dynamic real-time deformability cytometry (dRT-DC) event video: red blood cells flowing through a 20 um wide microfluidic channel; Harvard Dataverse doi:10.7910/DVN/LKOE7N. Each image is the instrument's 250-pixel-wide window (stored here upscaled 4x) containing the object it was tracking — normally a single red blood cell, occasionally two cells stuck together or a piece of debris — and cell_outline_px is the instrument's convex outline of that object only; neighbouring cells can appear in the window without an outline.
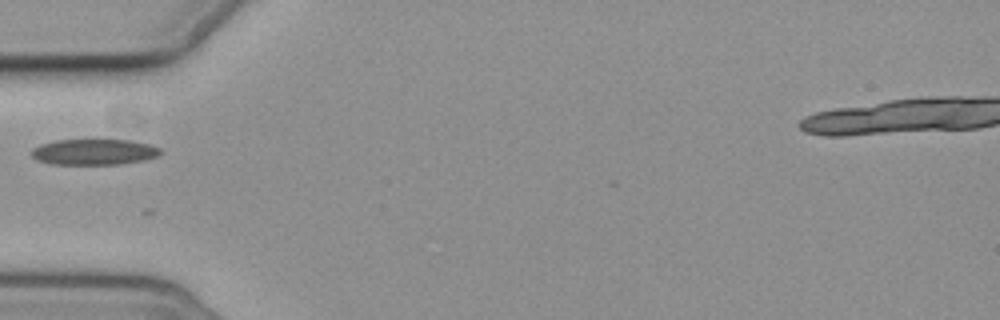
{"species": "common noctule bat (a hibernating species)", "species_latin": "Nyctalus noctula", "temperature_condition": "cold", "stored_images_in_passage": 3, "camera_frame_rate_fps": 3000, "um_per_image_px": 0.085, "animal": {"sex": "female", "body_mass_g": 19.3, "forearm_length_mm": 54.1}, "frame": {"image": 1, "passage_image": 2, "time_ms": 2.333, "image_size_px": [1000, 320], "cell_outline_px": [[164, 152], [160, 156], [144, 160], [120, 164], [52, 164], [36, 160], [32, 156], [32, 148], [40, 144], [56, 140], [128, 140], [148, 144], [160, 148]], "centroid_in_image_um": [8.01, 12.92], "position_along_channel_um": 77.0, "area_um2": 19.48}}